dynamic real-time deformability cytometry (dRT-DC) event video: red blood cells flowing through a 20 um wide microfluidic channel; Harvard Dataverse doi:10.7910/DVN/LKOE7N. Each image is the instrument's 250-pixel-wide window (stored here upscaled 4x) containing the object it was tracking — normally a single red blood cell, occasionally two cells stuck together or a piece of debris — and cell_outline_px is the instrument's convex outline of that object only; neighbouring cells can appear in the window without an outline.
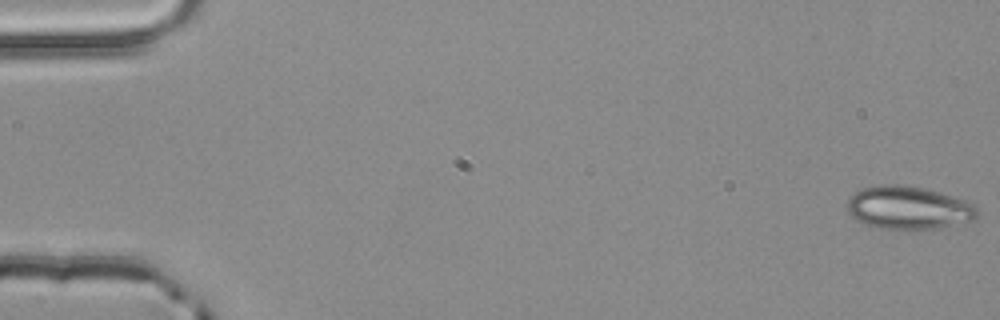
{"species": "common noctule bat (a hibernating species)", "species_latin": "Nyctalus noctula", "temperature_condition": "room temperature", "stored_images_in_passage": 4, "camera_frame_rate_fps": 3000, "um_per_image_px": 0.085, "animal": {"sex": "male", "body_mass_g": 20.4}, "frame": {"image": 1, "passage_image": 1, "time_ms": 0.0, "image_size_px": [1000, 320], "cell_outline_px": [[976, 216], [972, 220], [940, 228], [880, 228], [856, 220], [848, 212], [844, 204], [848, 196], [860, 188], [880, 184], [896, 184], [924, 188], [940, 192], [976, 204]], "centroid_in_image_um": [77.15, 17.63], "position_along_channel_um": 7.8, "area_um2": 32.6}}